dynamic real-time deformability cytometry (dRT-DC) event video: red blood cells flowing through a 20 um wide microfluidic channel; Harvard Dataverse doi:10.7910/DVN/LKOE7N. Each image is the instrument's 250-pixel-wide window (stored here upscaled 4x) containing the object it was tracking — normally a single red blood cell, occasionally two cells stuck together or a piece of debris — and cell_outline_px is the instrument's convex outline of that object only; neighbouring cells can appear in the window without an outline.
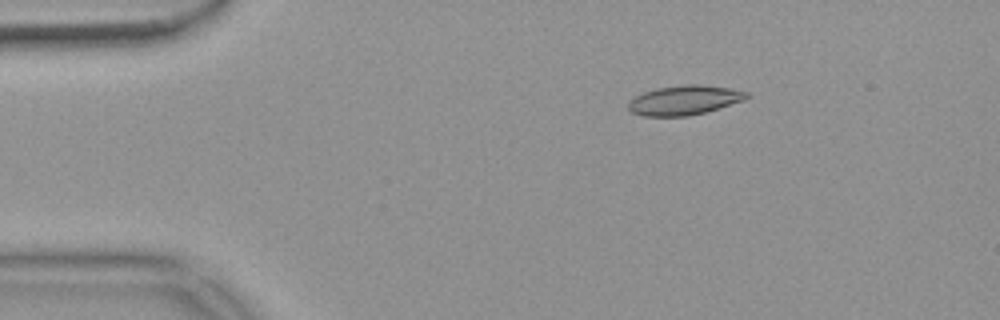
{"species": "common noctule bat (a hibernating species)", "species_latin": "Nyctalus noctula", "temperature_condition": "warm", "stored_images_in_passage": 47, "camera_frame_rate_fps": 3000, "um_per_image_px": 0.085, "animal": {"sex": "female", "body_mass_g": 18.4}, "frame": {"image": 1, "passage_image": 2, "time_ms": 0.333, "image_size_px": [1000, 320], "cell_outline_px": [[752, 96], [744, 100], [720, 108], [688, 116], [644, 116], [632, 112], [628, 108], [628, 100], [644, 92], [656, 88], [684, 84], [700, 84], [732, 88], [748, 92]], "centroid_in_image_um": [58.2, 8.5], "position_along_channel_um": 26.8, "area_um2": 20.52}}
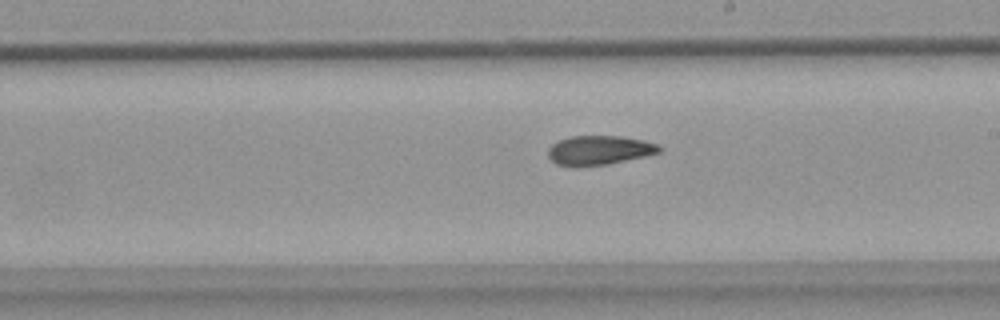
{"frame": {"image": 2, "passage_image": 24, "time_ms": 7.667, "image_size_px": [1000, 320], "cell_outline_px": [[664, 148], [660, 152], [644, 156], [608, 164], [576, 168], [572, 168], [556, 164], [548, 156], [548, 148], [552, 144], [560, 140], [572, 136], [620, 136], [644, 140], [656, 144]], "centroid_in_image_um": [50.91, 12.79], "position_along_channel_um": 238.1, "area_um2": 19.19}}
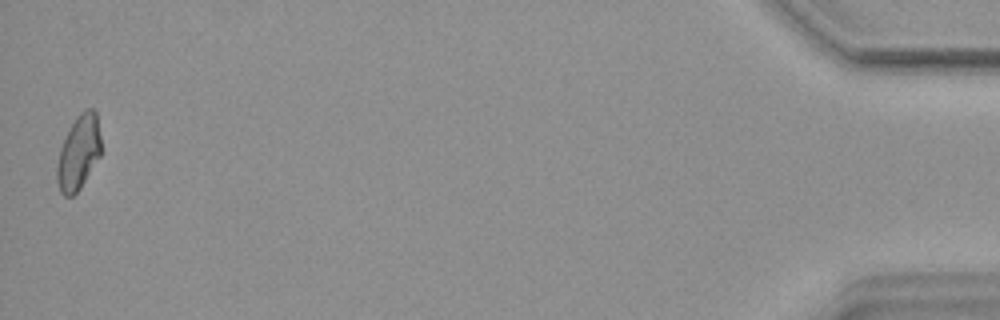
{"frame": {"image": 3, "passage_image": 47, "time_ms": 15.333, "image_size_px": [1000, 320], "cell_outline_px": [[100, 156], [80, 188], [72, 196], [64, 196], [60, 192], [56, 180], [56, 168], [60, 148], [68, 128], [76, 116], [84, 108], [92, 108], [96, 112], [100, 136]], "centroid_in_image_um": [6.66, 12.95], "position_along_channel_um": 428.5, "area_um2": 19.19}, "authors_computed_cell_mechanics": {"area_um2": 19.4786, "velocity_mm_per_s": 3.7081, "shape_relaxation_time_tau1_ms": 9.5609, "shape_relaxation_time_tau2_ms": 5.202, "deformation_change_tau1": 0.1934, "deformation_change_tau2": 0.1114}}